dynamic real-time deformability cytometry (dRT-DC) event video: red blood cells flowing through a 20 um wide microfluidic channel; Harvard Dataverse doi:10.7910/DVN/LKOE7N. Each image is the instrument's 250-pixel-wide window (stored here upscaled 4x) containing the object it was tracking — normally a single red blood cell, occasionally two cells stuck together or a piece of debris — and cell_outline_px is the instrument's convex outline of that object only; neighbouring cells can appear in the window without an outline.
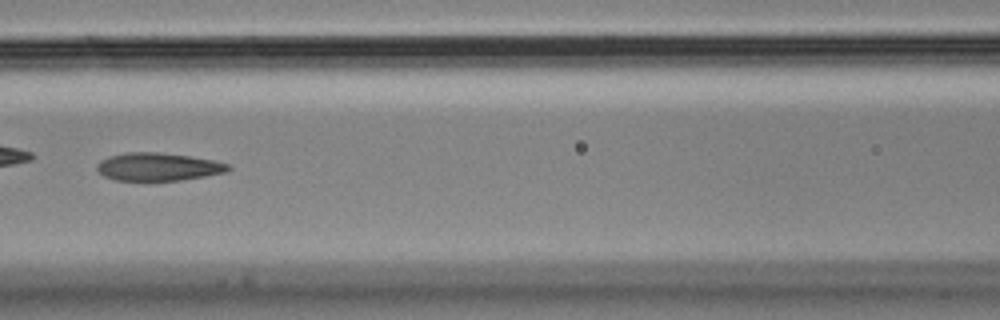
{"species": "Egyptian fruit bat (a non-hibernating species)", "species_latin": "Rousettus aegyptiacus", "temperature_condition": "cold", "stored_images_in_passage": 52, "camera_frame_rate_fps": 3000, "um_per_image_px": 0.085, "animal": {"sex": "male"}, "frame": {"image": 1, "passage_image": 23, "time_ms": 7.333, "image_size_px": [1000, 320], "cell_outline_px": [[232, 168], [224, 172], [204, 176], [180, 180], [116, 180], [104, 176], [96, 168], [96, 164], [100, 160], [112, 156], [128, 152], [156, 152], [188, 156], [212, 160], [228, 164]], "centroid_in_image_um": [13.41, 14.17], "position_along_channel_um": 153.2, "area_um2": 20.98}, "authors_computed_cell_mechanics": {"area_um2": 21.9929, "velocity_mm_per_s": 3.6454, "shape_relaxation_time_tau1_ms": null, "shape_relaxation_time_tau2_ms": 2.6463, "deformation_change_tau1": null, "deformation_change_tau2": 0.1228}}